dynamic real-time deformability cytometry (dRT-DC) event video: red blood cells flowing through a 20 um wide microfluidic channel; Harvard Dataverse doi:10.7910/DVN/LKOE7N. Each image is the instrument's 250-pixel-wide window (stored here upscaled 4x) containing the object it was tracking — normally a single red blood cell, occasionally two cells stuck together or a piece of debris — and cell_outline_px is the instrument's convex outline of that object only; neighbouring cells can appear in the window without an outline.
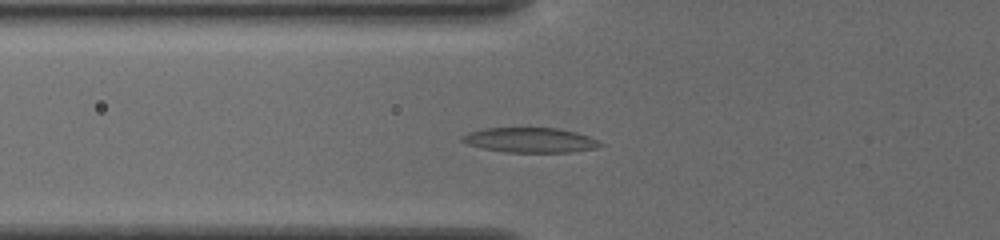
{"species": "common noctule bat (a hibernating species)", "species_latin": "Nyctalus noctula", "temperature_condition": "cold", "stored_images_in_passage": 49, "camera_frame_rate_fps": 3000, "um_per_image_px": 0.085, "animal": {"sex": "female", "body_mass_g": 19.5, "forearm_length_mm": 54.1}, "frame": {"image": 1, "passage_image": 16, "time_ms": 5.0, "image_size_px": [1000, 240], "cell_outline_px": [[604, 144], [596, 148], [572, 152], [504, 152], [484, 148], [468, 144], [460, 140], [460, 136], [468, 132], [484, 128], [556, 128], [576, 132], [588, 136]], "centroid_in_image_um": [45.04, 11.91], "position_along_channel_um": 80.8, "area_um2": 19.94}}
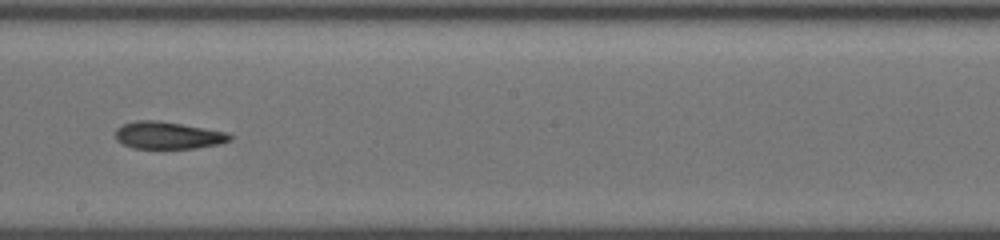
{"frame": {"image": 2, "passage_image": 28, "time_ms": 9.0, "image_size_px": [1000, 240], "cell_outline_px": [[232, 140], [220, 144], [196, 148], [132, 148], [116, 140], [116, 128], [124, 124], [136, 120], [156, 120], [228, 132], [232, 136]], "centroid_in_image_um": [14.29, 11.51], "position_along_channel_um": 233.9, "area_um2": 18.09}}
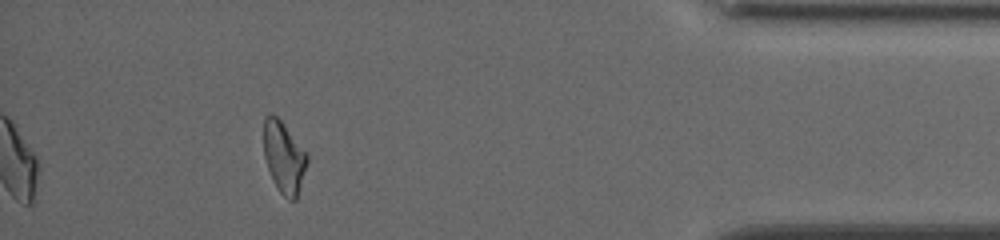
{"frame": {"image": 3, "passage_image": 45, "time_ms": 14.667, "image_size_px": [1000, 240], "cell_outline_px": [[308, 160], [296, 200], [288, 200], [276, 188], [272, 180], [264, 156], [264, 116], [268, 112], [276, 116], [280, 120], [308, 152]], "centroid_in_image_um": [24.13, 13.35], "position_along_channel_um": 411.1, "area_um2": 18.21}, "authors_computed_cell_mechanics": {"area_um2": 18.6116, "velocity_mm_per_s": 3.83, "shape_relaxation_time_tau1_ms": null, "shape_relaxation_time_tau2_ms": 5.5193, "deformation_change_tau1": null, "deformation_change_tau2": 0.0875}}